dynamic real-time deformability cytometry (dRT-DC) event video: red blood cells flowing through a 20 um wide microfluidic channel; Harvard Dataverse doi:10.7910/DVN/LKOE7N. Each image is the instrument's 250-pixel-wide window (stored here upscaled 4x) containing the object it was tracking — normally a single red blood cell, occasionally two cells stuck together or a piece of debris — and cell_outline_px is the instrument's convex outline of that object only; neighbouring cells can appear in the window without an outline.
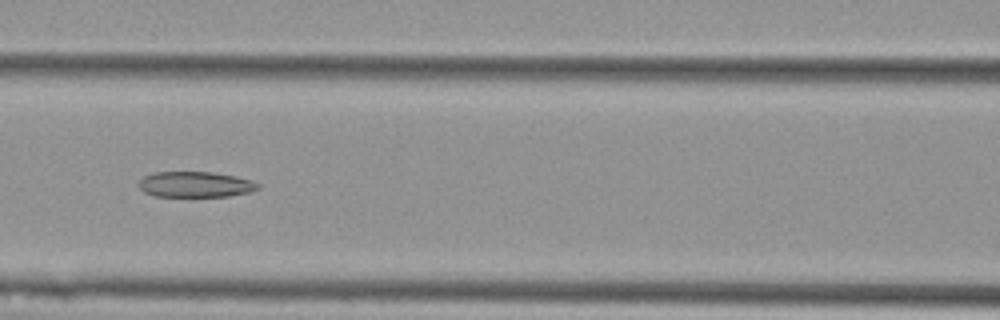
{"species": "Egyptian fruit bat (a non-hibernating species)", "species_latin": "Rousettus aegyptiacus", "temperature_condition": "cold", "stored_images_in_passage": 10, "camera_frame_rate_fps": 3000, "um_per_image_px": 0.085, "animal": {"sex": "female"}, "frame": {"image": 1, "passage_image": 7, "time_ms": 2.0, "image_size_px": [1000, 320], "cell_outline_px": [[260, 188], [248, 192], [228, 196], [156, 196], [144, 192], [136, 184], [144, 176], [152, 172], [212, 172], [236, 176], [260, 184]], "centroid_in_image_um": [16.56, 15.67], "position_along_channel_um": 150.0, "area_um2": 17.74}}
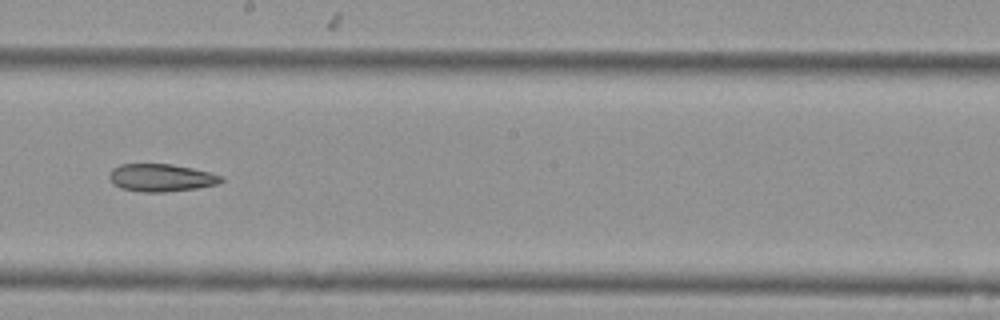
{"frame": {"image": 2, "passage_image": 9, "time_ms": 2.667, "image_size_px": [1000, 320], "cell_outline_px": [[224, 180], [220, 184], [200, 188], [164, 192], [140, 192], [120, 188], [112, 184], [108, 176], [112, 168], [120, 164], [172, 164], [192, 168], [224, 176]], "centroid_in_image_um": [13.7, 15.11], "position_along_channel_um": 234.5, "area_um2": 18.32}}
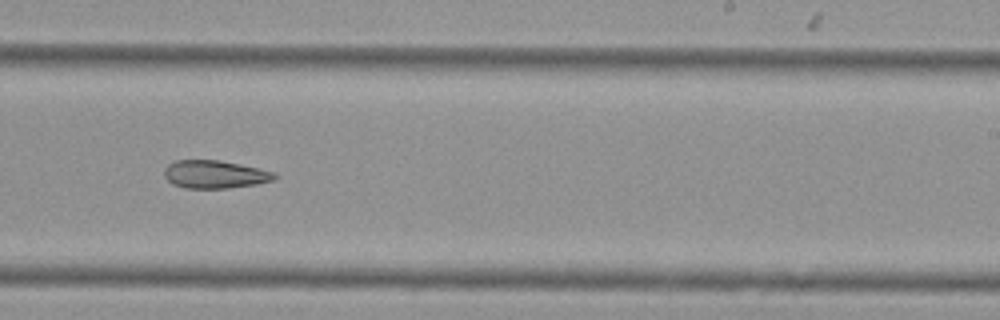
{"frame": {"image": 3, "passage_image": 10, "time_ms": 3.0, "image_size_px": [1000, 320], "cell_outline_px": [[276, 176], [272, 180], [256, 184], [228, 188], [184, 188], [172, 184], [164, 176], [164, 168], [168, 164], [176, 160], [220, 160], [276, 172]], "centroid_in_image_um": [18.22, 14.82], "position_along_channel_um": 270.8, "area_um2": 17.92}}